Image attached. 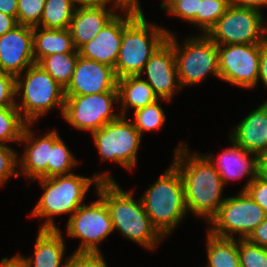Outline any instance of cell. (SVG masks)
<instances>
[{"mask_svg": "<svg viewBox=\"0 0 267 267\" xmlns=\"http://www.w3.org/2000/svg\"><path fill=\"white\" fill-rule=\"evenodd\" d=\"M175 148L173 164L180 172L187 211L210 221L219 212L224 184L206 155L189 154L187 144Z\"/></svg>", "mask_w": 267, "mask_h": 267, "instance_id": "1", "label": "cell"}, {"mask_svg": "<svg viewBox=\"0 0 267 267\" xmlns=\"http://www.w3.org/2000/svg\"><path fill=\"white\" fill-rule=\"evenodd\" d=\"M96 190L109 209L114 230L150 250L164 238L152 225L141 199L134 200L132 191H123L116 181H102Z\"/></svg>", "mask_w": 267, "mask_h": 267, "instance_id": "2", "label": "cell"}, {"mask_svg": "<svg viewBox=\"0 0 267 267\" xmlns=\"http://www.w3.org/2000/svg\"><path fill=\"white\" fill-rule=\"evenodd\" d=\"M36 180L45 190L31 212L34 217L47 218L40 229H60L53 222L52 216L73 214L83 205L81 203L85 194L93 183L97 187L102 181H115L108 173L95 174L93 178L70 173Z\"/></svg>", "mask_w": 267, "mask_h": 267, "instance_id": "3", "label": "cell"}, {"mask_svg": "<svg viewBox=\"0 0 267 267\" xmlns=\"http://www.w3.org/2000/svg\"><path fill=\"white\" fill-rule=\"evenodd\" d=\"M140 199L152 225L164 238L171 234L188 212L183 180L173 164Z\"/></svg>", "mask_w": 267, "mask_h": 267, "instance_id": "4", "label": "cell"}, {"mask_svg": "<svg viewBox=\"0 0 267 267\" xmlns=\"http://www.w3.org/2000/svg\"><path fill=\"white\" fill-rule=\"evenodd\" d=\"M167 29L148 24L144 15H137L122 32V43L114 67L117 79L142 76L150 56L166 41Z\"/></svg>", "mask_w": 267, "mask_h": 267, "instance_id": "5", "label": "cell"}, {"mask_svg": "<svg viewBox=\"0 0 267 267\" xmlns=\"http://www.w3.org/2000/svg\"><path fill=\"white\" fill-rule=\"evenodd\" d=\"M21 77H25L22 80ZM23 90L21 104H16L22 118L32 124L53 107H60L63 114L64 88L36 63L16 77V96ZM23 114H22V112Z\"/></svg>", "mask_w": 267, "mask_h": 267, "instance_id": "6", "label": "cell"}, {"mask_svg": "<svg viewBox=\"0 0 267 267\" xmlns=\"http://www.w3.org/2000/svg\"><path fill=\"white\" fill-rule=\"evenodd\" d=\"M166 40L173 46L181 88L199 83L210 73L219 77L217 45L206 34L187 38L183 47L173 33Z\"/></svg>", "mask_w": 267, "mask_h": 267, "instance_id": "7", "label": "cell"}, {"mask_svg": "<svg viewBox=\"0 0 267 267\" xmlns=\"http://www.w3.org/2000/svg\"><path fill=\"white\" fill-rule=\"evenodd\" d=\"M261 11L229 5L206 34L217 46L258 44L267 40Z\"/></svg>", "mask_w": 267, "mask_h": 267, "instance_id": "8", "label": "cell"}, {"mask_svg": "<svg viewBox=\"0 0 267 267\" xmlns=\"http://www.w3.org/2000/svg\"><path fill=\"white\" fill-rule=\"evenodd\" d=\"M267 213L245 191L235 197L225 198L217 215L210 221L208 231L217 237L246 239L265 219Z\"/></svg>", "mask_w": 267, "mask_h": 267, "instance_id": "9", "label": "cell"}, {"mask_svg": "<svg viewBox=\"0 0 267 267\" xmlns=\"http://www.w3.org/2000/svg\"><path fill=\"white\" fill-rule=\"evenodd\" d=\"M91 134L102 160H112L126 169H133L142 135L131 121L119 115Z\"/></svg>", "mask_w": 267, "mask_h": 267, "instance_id": "10", "label": "cell"}, {"mask_svg": "<svg viewBox=\"0 0 267 267\" xmlns=\"http://www.w3.org/2000/svg\"><path fill=\"white\" fill-rule=\"evenodd\" d=\"M113 102H118V91L65 95L62 116L74 128L92 133L120 115L112 112Z\"/></svg>", "mask_w": 267, "mask_h": 267, "instance_id": "11", "label": "cell"}, {"mask_svg": "<svg viewBox=\"0 0 267 267\" xmlns=\"http://www.w3.org/2000/svg\"><path fill=\"white\" fill-rule=\"evenodd\" d=\"M99 198L81 205L68 219L67 235L82 240L76 252H101L99 243L114 231L109 209Z\"/></svg>", "mask_w": 267, "mask_h": 267, "instance_id": "12", "label": "cell"}, {"mask_svg": "<svg viewBox=\"0 0 267 267\" xmlns=\"http://www.w3.org/2000/svg\"><path fill=\"white\" fill-rule=\"evenodd\" d=\"M217 50L219 79L248 89L257 85L261 43L221 45Z\"/></svg>", "mask_w": 267, "mask_h": 267, "instance_id": "13", "label": "cell"}, {"mask_svg": "<svg viewBox=\"0 0 267 267\" xmlns=\"http://www.w3.org/2000/svg\"><path fill=\"white\" fill-rule=\"evenodd\" d=\"M33 27L18 24L0 36V73L15 77L35 64Z\"/></svg>", "mask_w": 267, "mask_h": 267, "instance_id": "14", "label": "cell"}, {"mask_svg": "<svg viewBox=\"0 0 267 267\" xmlns=\"http://www.w3.org/2000/svg\"><path fill=\"white\" fill-rule=\"evenodd\" d=\"M125 18L115 15L101 31L78 49L79 56L115 67L122 43L123 29L137 16L129 8H123Z\"/></svg>", "mask_w": 267, "mask_h": 267, "instance_id": "15", "label": "cell"}, {"mask_svg": "<svg viewBox=\"0 0 267 267\" xmlns=\"http://www.w3.org/2000/svg\"><path fill=\"white\" fill-rule=\"evenodd\" d=\"M114 68L78 57L72 79L64 89L65 95H89L117 90Z\"/></svg>", "mask_w": 267, "mask_h": 267, "instance_id": "16", "label": "cell"}, {"mask_svg": "<svg viewBox=\"0 0 267 267\" xmlns=\"http://www.w3.org/2000/svg\"><path fill=\"white\" fill-rule=\"evenodd\" d=\"M143 72L158 99L169 101L181 89L173 46L167 40L150 56Z\"/></svg>", "mask_w": 267, "mask_h": 267, "instance_id": "17", "label": "cell"}, {"mask_svg": "<svg viewBox=\"0 0 267 267\" xmlns=\"http://www.w3.org/2000/svg\"><path fill=\"white\" fill-rule=\"evenodd\" d=\"M111 1L105 0L94 5H78L72 16L69 31L72 35L73 45L76 50L94 37L103 27L116 15L113 11L106 8Z\"/></svg>", "mask_w": 267, "mask_h": 267, "instance_id": "18", "label": "cell"}, {"mask_svg": "<svg viewBox=\"0 0 267 267\" xmlns=\"http://www.w3.org/2000/svg\"><path fill=\"white\" fill-rule=\"evenodd\" d=\"M30 125L27 124L20 142H26V149L21 159H18V164L22 169L21 172L32 178L33 181L39 178H47V164L50 162V148L53 143L59 138L56 130H52L44 136H40L37 139L34 138V134L30 129Z\"/></svg>", "mask_w": 267, "mask_h": 267, "instance_id": "19", "label": "cell"}, {"mask_svg": "<svg viewBox=\"0 0 267 267\" xmlns=\"http://www.w3.org/2000/svg\"><path fill=\"white\" fill-rule=\"evenodd\" d=\"M230 139L250 153L267 151V101L241 120Z\"/></svg>", "mask_w": 267, "mask_h": 267, "instance_id": "20", "label": "cell"}, {"mask_svg": "<svg viewBox=\"0 0 267 267\" xmlns=\"http://www.w3.org/2000/svg\"><path fill=\"white\" fill-rule=\"evenodd\" d=\"M232 143V147L223 150L220 156L216 158L217 160H214L212 154L206 156L214 164L224 185L227 184V180L229 182V179H238L246 174L249 175V179L241 190L245 191L247 186L257 176V154L247 152L234 142ZM250 155H254L253 158L252 156L249 158Z\"/></svg>", "mask_w": 267, "mask_h": 267, "instance_id": "21", "label": "cell"}, {"mask_svg": "<svg viewBox=\"0 0 267 267\" xmlns=\"http://www.w3.org/2000/svg\"><path fill=\"white\" fill-rule=\"evenodd\" d=\"M34 249V258L23 256L25 267H67V259L62 263L65 244L59 229H40Z\"/></svg>", "mask_w": 267, "mask_h": 267, "instance_id": "22", "label": "cell"}, {"mask_svg": "<svg viewBox=\"0 0 267 267\" xmlns=\"http://www.w3.org/2000/svg\"><path fill=\"white\" fill-rule=\"evenodd\" d=\"M117 90L118 103L123 108L120 113L122 116H126L129 106L135 111L158 100L151 86L140 75L118 79Z\"/></svg>", "mask_w": 267, "mask_h": 267, "instance_id": "23", "label": "cell"}, {"mask_svg": "<svg viewBox=\"0 0 267 267\" xmlns=\"http://www.w3.org/2000/svg\"><path fill=\"white\" fill-rule=\"evenodd\" d=\"M33 44L35 63L52 54L73 53L76 50L69 29L33 27Z\"/></svg>", "mask_w": 267, "mask_h": 267, "instance_id": "24", "label": "cell"}, {"mask_svg": "<svg viewBox=\"0 0 267 267\" xmlns=\"http://www.w3.org/2000/svg\"><path fill=\"white\" fill-rule=\"evenodd\" d=\"M208 262L205 267H240L238 240L207 234Z\"/></svg>", "mask_w": 267, "mask_h": 267, "instance_id": "25", "label": "cell"}, {"mask_svg": "<svg viewBox=\"0 0 267 267\" xmlns=\"http://www.w3.org/2000/svg\"><path fill=\"white\" fill-rule=\"evenodd\" d=\"M78 57L79 52L75 50L73 53L52 54L43 57L36 64L65 89L72 79Z\"/></svg>", "mask_w": 267, "mask_h": 267, "instance_id": "26", "label": "cell"}, {"mask_svg": "<svg viewBox=\"0 0 267 267\" xmlns=\"http://www.w3.org/2000/svg\"><path fill=\"white\" fill-rule=\"evenodd\" d=\"M76 7L72 0H46L38 27L68 29Z\"/></svg>", "mask_w": 267, "mask_h": 267, "instance_id": "27", "label": "cell"}, {"mask_svg": "<svg viewBox=\"0 0 267 267\" xmlns=\"http://www.w3.org/2000/svg\"><path fill=\"white\" fill-rule=\"evenodd\" d=\"M27 124L16 105L0 108V145H5L6 142H20Z\"/></svg>", "mask_w": 267, "mask_h": 267, "instance_id": "28", "label": "cell"}, {"mask_svg": "<svg viewBox=\"0 0 267 267\" xmlns=\"http://www.w3.org/2000/svg\"><path fill=\"white\" fill-rule=\"evenodd\" d=\"M72 152L59 137L50 148V162L47 164V178L70 174V170L77 164Z\"/></svg>", "mask_w": 267, "mask_h": 267, "instance_id": "29", "label": "cell"}, {"mask_svg": "<svg viewBox=\"0 0 267 267\" xmlns=\"http://www.w3.org/2000/svg\"><path fill=\"white\" fill-rule=\"evenodd\" d=\"M228 6L229 0H201L199 13H196L190 23L202 29L203 34H207L225 13Z\"/></svg>", "mask_w": 267, "mask_h": 267, "instance_id": "30", "label": "cell"}, {"mask_svg": "<svg viewBox=\"0 0 267 267\" xmlns=\"http://www.w3.org/2000/svg\"><path fill=\"white\" fill-rule=\"evenodd\" d=\"M159 100L134 111L135 121L133 124L141 135L143 131L161 129L163 126L166 116L158 103Z\"/></svg>", "mask_w": 267, "mask_h": 267, "instance_id": "31", "label": "cell"}, {"mask_svg": "<svg viewBox=\"0 0 267 267\" xmlns=\"http://www.w3.org/2000/svg\"><path fill=\"white\" fill-rule=\"evenodd\" d=\"M238 249L240 267H267V248L239 238Z\"/></svg>", "mask_w": 267, "mask_h": 267, "instance_id": "32", "label": "cell"}, {"mask_svg": "<svg viewBox=\"0 0 267 267\" xmlns=\"http://www.w3.org/2000/svg\"><path fill=\"white\" fill-rule=\"evenodd\" d=\"M46 0H18L17 23L37 27L40 24Z\"/></svg>", "mask_w": 267, "mask_h": 267, "instance_id": "33", "label": "cell"}, {"mask_svg": "<svg viewBox=\"0 0 267 267\" xmlns=\"http://www.w3.org/2000/svg\"><path fill=\"white\" fill-rule=\"evenodd\" d=\"M18 158L17 153L8 145H0V185L6 183L11 175L19 177L17 168Z\"/></svg>", "mask_w": 267, "mask_h": 267, "instance_id": "34", "label": "cell"}, {"mask_svg": "<svg viewBox=\"0 0 267 267\" xmlns=\"http://www.w3.org/2000/svg\"><path fill=\"white\" fill-rule=\"evenodd\" d=\"M200 1L201 0H171L164 9H167L169 14L190 22L196 16V13H199Z\"/></svg>", "mask_w": 267, "mask_h": 267, "instance_id": "35", "label": "cell"}, {"mask_svg": "<svg viewBox=\"0 0 267 267\" xmlns=\"http://www.w3.org/2000/svg\"><path fill=\"white\" fill-rule=\"evenodd\" d=\"M101 252H74L67 257V267H107Z\"/></svg>", "mask_w": 267, "mask_h": 267, "instance_id": "36", "label": "cell"}, {"mask_svg": "<svg viewBox=\"0 0 267 267\" xmlns=\"http://www.w3.org/2000/svg\"><path fill=\"white\" fill-rule=\"evenodd\" d=\"M16 77L11 74L0 73V108L13 107L17 103Z\"/></svg>", "mask_w": 267, "mask_h": 267, "instance_id": "37", "label": "cell"}, {"mask_svg": "<svg viewBox=\"0 0 267 267\" xmlns=\"http://www.w3.org/2000/svg\"><path fill=\"white\" fill-rule=\"evenodd\" d=\"M245 192L267 213V180L256 176Z\"/></svg>", "mask_w": 267, "mask_h": 267, "instance_id": "38", "label": "cell"}, {"mask_svg": "<svg viewBox=\"0 0 267 267\" xmlns=\"http://www.w3.org/2000/svg\"><path fill=\"white\" fill-rule=\"evenodd\" d=\"M246 239L255 245L267 248V218Z\"/></svg>", "mask_w": 267, "mask_h": 267, "instance_id": "39", "label": "cell"}, {"mask_svg": "<svg viewBox=\"0 0 267 267\" xmlns=\"http://www.w3.org/2000/svg\"><path fill=\"white\" fill-rule=\"evenodd\" d=\"M267 87V40L261 43V54L259 59L258 81Z\"/></svg>", "mask_w": 267, "mask_h": 267, "instance_id": "40", "label": "cell"}, {"mask_svg": "<svg viewBox=\"0 0 267 267\" xmlns=\"http://www.w3.org/2000/svg\"><path fill=\"white\" fill-rule=\"evenodd\" d=\"M113 7L120 8L122 11L123 8H129L136 15H144L138 0H115Z\"/></svg>", "mask_w": 267, "mask_h": 267, "instance_id": "41", "label": "cell"}, {"mask_svg": "<svg viewBox=\"0 0 267 267\" xmlns=\"http://www.w3.org/2000/svg\"><path fill=\"white\" fill-rule=\"evenodd\" d=\"M229 5L257 9L267 6V0H229Z\"/></svg>", "mask_w": 267, "mask_h": 267, "instance_id": "42", "label": "cell"}, {"mask_svg": "<svg viewBox=\"0 0 267 267\" xmlns=\"http://www.w3.org/2000/svg\"><path fill=\"white\" fill-rule=\"evenodd\" d=\"M17 25V20L14 17L0 12V36L9 32Z\"/></svg>", "mask_w": 267, "mask_h": 267, "instance_id": "43", "label": "cell"}, {"mask_svg": "<svg viewBox=\"0 0 267 267\" xmlns=\"http://www.w3.org/2000/svg\"><path fill=\"white\" fill-rule=\"evenodd\" d=\"M0 12L17 20L18 0H0Z\"/></svg>", "mask_w": 267, "mask_h": 267, "instance_id": "44", "label": "cell"}, {"mask_svg": "<svg viewBox=\"0 0 267 267\" xmlns=\"http://www.w3.org/2000/svg\"><path fill=\"white\" fill-rule=\"evenodd\" d=\"M257 177L267 180V151L257 154Z\"/></svg>", "mask_w": 267, "mask_h": 267, "instance_id": "45", "label": "cell"}, {"mask_svg": "<svg viewBox=\"0 0 267 267\" xmlns=\"http://www.w3.org/2000/svg\"><path fill=\"white\" fill-rule=\"evenodd\" d=\"M0 267H25V262L23 256L18 254L11 259H8L7 257L2 258Z\"/></svg>", "mask_w": 267, "mask_h": 267, "instance_id": "46", "label": "cell"}, {"mask_svg": "<svg viewBox=\"0 0 267 267\" xmlns=\"http://www.w3.org/2000/svg\"><path fill=\"white\" fill-rule=\"evenodd\" d=\"M72 1L78 5H94V4L102 3L105 0H72Z\"/></svg>", "mask_w": 267, "mask_h": 267, "instance_id": "47", "label": "cell"}, {"mask_svg": "<svg viewBox=\"0 0 267 267\" xmlns=\"http://www.w3.org/2000/svg\"><path fill=\"white\" fill-rule=\"evenodd\" d=\"M170 2L171 0H165L164 2L161 3L160 7L164 9Z\"/></svg>", "mask_w": 267, "mask_h": 267, "instance_id": "48", "label": "cell"}]
</instances>
